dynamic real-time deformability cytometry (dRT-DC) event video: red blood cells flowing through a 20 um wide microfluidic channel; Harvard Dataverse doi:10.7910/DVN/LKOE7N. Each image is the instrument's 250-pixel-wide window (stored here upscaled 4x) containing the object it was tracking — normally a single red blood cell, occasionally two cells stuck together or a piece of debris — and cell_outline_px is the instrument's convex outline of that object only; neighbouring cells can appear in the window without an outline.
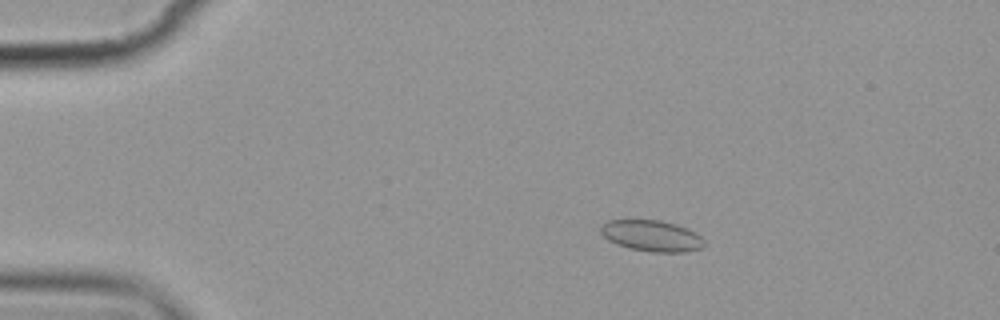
{"species": "common noctule bat (a hibernating species)", "species_latin": "Nyctalus noctula", "temperature_condition": "cold", "stored_images_in_passage": 4, "camera_frame_rate_fps": 3000, "um_per_image_px": 0.085, "animal": {"sex": "female", "body_mass_g": 19.9}, "frame": {"image": 1, "passage_image": 3, "time_ms": 2.333, "image_size_px": [1000, 320], "cell_outline_px": [[704, 248], [684, 252], [652, 252], [628, 248], [616, 244], [608, 240], [600, 232], [600, 228], [608, 220], [660, 220], [676, 224], [688, 228], [696, 232], [704, 240]], "centroid_in_image_um": [55.42, 20.05], "position_along_channel_um": 29.6, "area_um2": 18.9}}